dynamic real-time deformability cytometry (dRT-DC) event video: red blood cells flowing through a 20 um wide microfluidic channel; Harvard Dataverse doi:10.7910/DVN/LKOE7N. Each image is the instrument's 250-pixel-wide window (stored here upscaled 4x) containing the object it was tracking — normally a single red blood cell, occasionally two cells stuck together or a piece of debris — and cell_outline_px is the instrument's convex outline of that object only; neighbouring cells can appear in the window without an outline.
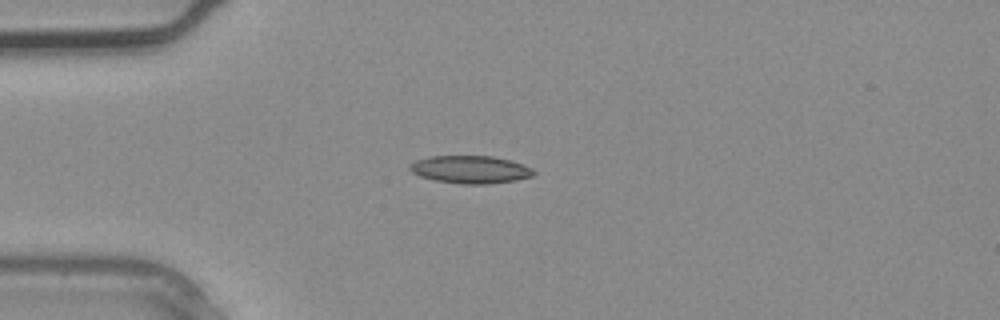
{"species": "common noctule bat (a hibernating species)", "species_latin": "Nyctalus noctula", "temperature_condition": "warm", "stored_images_in_passage": 2, "segment_of_instrument_passage": [1, 2], "camera_frame_rate_fps": 3000, "um_per_image_px": 0.085, "animal": {"sex": "male", "body_mass_g": 20.4}, "frame": {"image": 1, "passage_image": 1, "time_ms": 0.0, "image_size_px": [1000, 320], "cell_outline_px": [[536, 172], [532, 176], [516, 180], [488, 184], [460, 184], [436, 180], [420, 176], [412, 172], [408, 168], [416, 160], [432, 156], [492, 156], [524, 164], [532, 168]], "centroid_in_image_um": [40.01, 14.41], "position_along_channel_um": 45.0, "area_um2": 19.88}}